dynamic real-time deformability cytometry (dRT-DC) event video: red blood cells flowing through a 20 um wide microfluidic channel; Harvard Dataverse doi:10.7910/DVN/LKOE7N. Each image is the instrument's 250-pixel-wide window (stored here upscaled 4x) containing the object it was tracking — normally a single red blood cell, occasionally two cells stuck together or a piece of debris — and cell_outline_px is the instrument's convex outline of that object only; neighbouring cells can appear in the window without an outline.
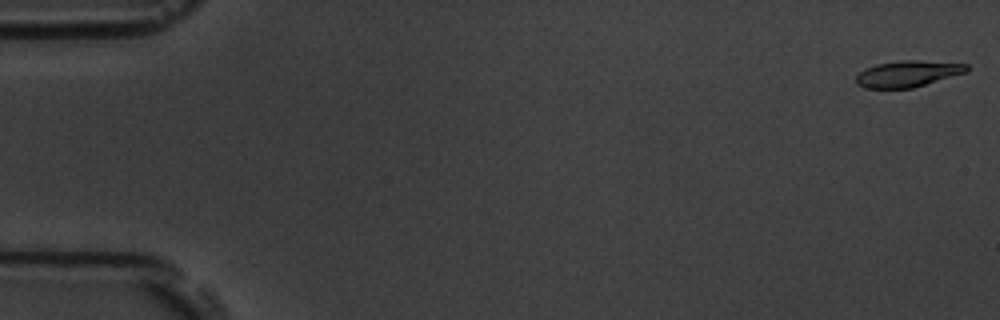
{"species": "common noctule bat (a hibernating species)", "species_latin": "Nyctalus noctula", "temperature_condition": "room temperature", "stored_images_in_passage": 54, "camera_frame_rate_fps": 3000, "um_per_image_px": 0.085, "animal": {"sex": "male", "body_mass_g": 19.5, "forearm_length_mm": 54.6}, "frame": {"image": 1, "passage_image": 1, "time_ms": 0.0, "image_size_px": [1000, 320], "cell_outline_px": [[968, 72], [912, 88], [864, 88], [856, 84], [856, 76], [864, 68], [876, 64], [904, 60], [916, 60], [968, 64]], "centroid_in_image_um": [77.15, 6.27], "position_along_channel_um": 7.9, "area_um2": 16.94}}
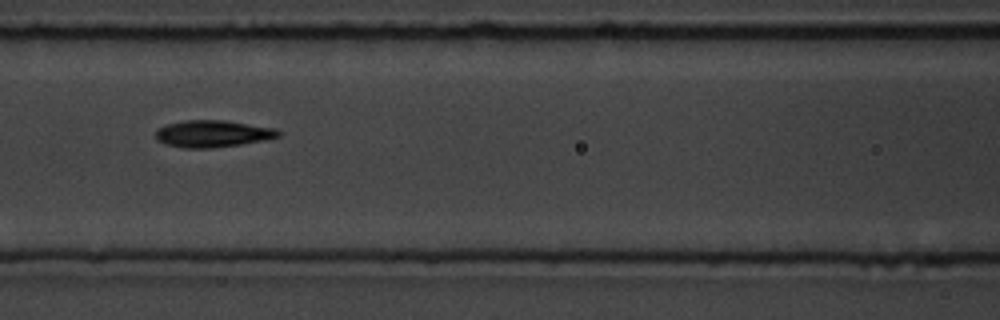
{"frame": {"image": 2, "passage_image": 24, "time_ms": 7.667, "image_size_px": [1000, 320], "cell_outline_px": [[280, 136], [264, 140], [240, 144], [212, 148], [184, 148], [164, 144], [156, 140], [156, 128], [168, 124], [184, 120], [224, 120], [276, 128], [280, 132]], "centroid_in_image_um": [18.05, 11.36], "position_along_channel_um": 148.6, "area_um2": 19.31}}
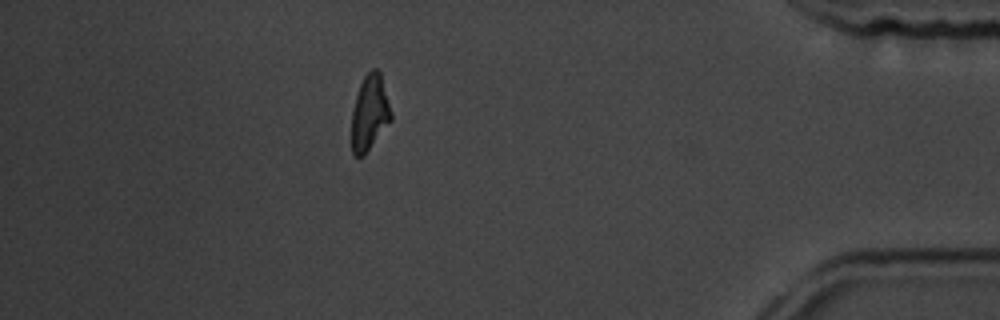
{"frame": {"image": 3, "passage_image": 48, "time_ms": 15.667, "image_size_px": [1000, 320], "cell_outline_px": [[392, 120], [364, 156], [356, 156], [352, 152], [352, 112], [356, 96], [360, 84], [364, 76], [372, 68], [376, 68], [380, 72], [392, 112]], "centroid_in_image_um": [31.43, 9.59], "position_along_channel_um": 403.8, "area_um2": 17.34}, "authors_computed_cell_mechanics": {"area_um2": 18.0336, "velocity_mm_per_s": 3.7604, "shape_relaxation_time_tau1_ms": 3.0862, "shape_relaxation_time_tau2_ms": 2.5686, "deformation_change_tau1": 0.1754, "deformation_change_tau2": 0.1184}}